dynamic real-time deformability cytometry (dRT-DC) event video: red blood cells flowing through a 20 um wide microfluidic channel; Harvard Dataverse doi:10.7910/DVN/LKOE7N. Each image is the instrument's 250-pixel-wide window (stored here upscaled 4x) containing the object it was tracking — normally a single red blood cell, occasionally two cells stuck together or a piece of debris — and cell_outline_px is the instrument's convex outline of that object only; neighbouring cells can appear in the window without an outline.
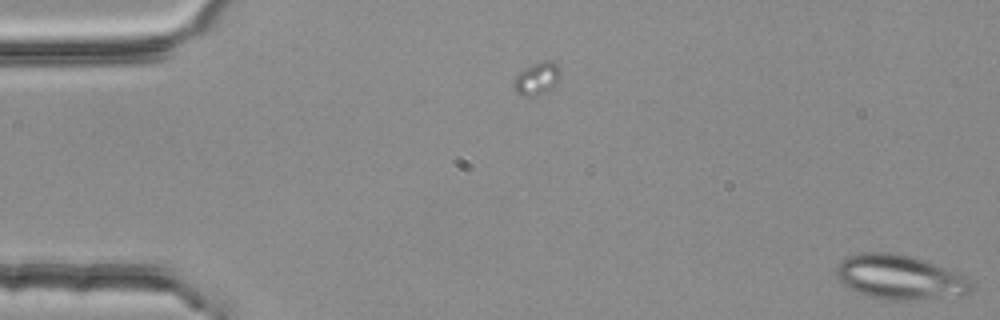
{"species": "common noctule bat (a hibernating species)", "species_latin": "Nyctalus noctula", "temperature_condition": "room temperature", "stored_images_in_passage": 6, "camera_frame_rate_fps": 3000, "um_per_image_px": 0.085, "animal": {"sex": "female", "body_mass_g": 25.1}, "frame": {"image": 1, "passage_image": 6, "time_ms": 1.667, "image_size_px": [1000, 320], "cell_outline_px": [[976, 288], [972, 292], [912, 300], [892, 300], [868, 296], [848, 288], [836, 276], [836, 268], [848, 256], [860, 252], [892, 252], [912, 256], [924, 260], [956, 272], [972, 280], [976, 284]], "centroid_in_image_um": [76.5, 23.55], "position_along_channel_um": 8.5, "area_um2": 34.74}}